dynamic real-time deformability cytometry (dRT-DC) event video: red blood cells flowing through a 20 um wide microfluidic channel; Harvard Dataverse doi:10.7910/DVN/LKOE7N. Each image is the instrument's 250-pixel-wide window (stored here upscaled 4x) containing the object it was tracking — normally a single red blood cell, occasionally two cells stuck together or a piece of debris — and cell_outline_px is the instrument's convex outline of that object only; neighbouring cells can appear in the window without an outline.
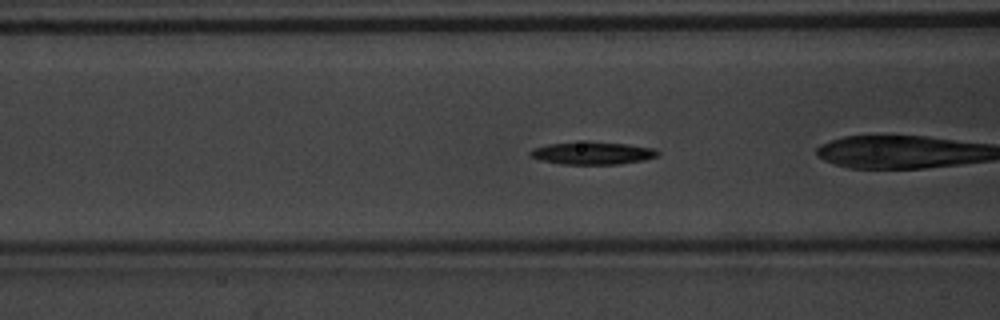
{"species": "common noctule bat (a hibernating species)", "species_latin": "Nyctalus noctula", "temperature_condition": "warm", "stored_images_in_passage": 50, "camera_frame_rate_fps": 3000, "um_per_image_px": 0.085, "animal": {"sex": "male", "body_mass_g": 20.1, "forearm_length_mm": 53.5}, "frame": {"image": 1, "passage_image": 19, "time_ms": 6.0, "image_size_px": [1000, 320], "cell_outline_px": [[660, 156], [644, 160], [620, 164], [560, 164], [540, 160], [528, 156], [528, 152], [532, 148], [548, 144], [588, 140], [628, 144], [656, 148], [660, 152]], "centroid_in_image_um": [50.37, 13.0], "position_along_channel_um": 116.2, "area_um2": 17.4}, "authors_computed_cell_mechanics": {"area_um2": 16.9932, "velocity_mm_per_s": 3.944, "shape_relaxation_time_tau1_ms": 2.0314, "shape_relaxation_time_tau2_ms": null, "deformation_change_tau1": 0.0876, "deformation_change_tau2": null}}